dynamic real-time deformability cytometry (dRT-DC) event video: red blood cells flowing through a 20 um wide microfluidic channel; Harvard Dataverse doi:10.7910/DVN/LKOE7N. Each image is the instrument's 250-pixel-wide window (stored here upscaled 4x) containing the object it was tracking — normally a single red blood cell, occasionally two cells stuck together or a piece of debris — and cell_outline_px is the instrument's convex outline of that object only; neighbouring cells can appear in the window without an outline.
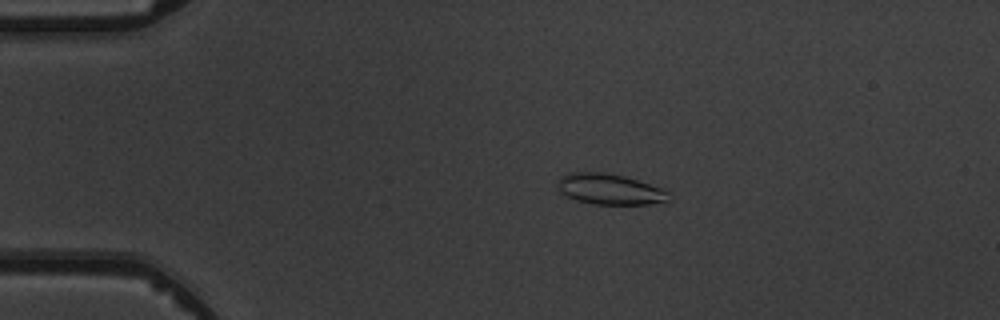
{"species": "common noctule bat (a hibernating species)", "species_latin": "Nyctalus noctula", "temperature_condition": "warm", "stored_images_in_passage": 4, "camera_frame_rate_fps": 3000, "um_per_image_px": 0.085, "animal": {"sex": "male", "body_mass_g": 19.5, "forearm_length_mm": 54.6}, "frame": {"image": 1, "passage_image": 3, "time_ms": 2.333, "image_size_px": [1000, 320], "cell_outline_px": [[672, 200], [648, 204], [596, 204], [576, 200], [564, 196], [560, 192], [560, 176], [572, 172], [604, 172], [624, 176], [660, 188], [668, 192]], "centroid_in_image_um": [51.83, 16.09], "position_along_channel_um": 33.2, "area_um2": 19.65}}